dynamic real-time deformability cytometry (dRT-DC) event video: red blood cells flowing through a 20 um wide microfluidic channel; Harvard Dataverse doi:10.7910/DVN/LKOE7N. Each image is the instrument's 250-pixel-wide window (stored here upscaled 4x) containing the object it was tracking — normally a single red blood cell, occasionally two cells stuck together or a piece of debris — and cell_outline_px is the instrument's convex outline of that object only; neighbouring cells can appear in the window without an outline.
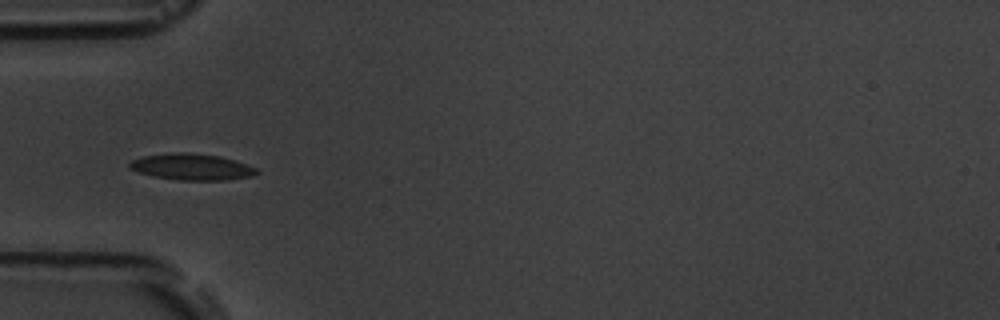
{"species": "common noctule bat (a hibernating species)", "species_latin": "Nyctalus noctula", "temperature_condition": "room temperature", "stored_images_in_passage": 3, "camera_frame_rate_fps": 3000, "um_per_image_px": 0.085, "animal": {"sex": "male", "body_mass_g": 19.5, "forearm_length_mm": 54.6}, "frame": {"image": 1, "passage_image": 1, "time_ms": 0.0, "image_size_px": [1000, 320], "cell_outline_px": [[260, 172], [252, 176], [228, 180], [180, 180], [152, 176], [128, 168], [128, 164], [132, 160], [144, 156], [172, 152], [192, 152], [220, 156], [256, 168]], "centroid_in_image_um": [16.28, 14.18], "position_along_channel_um": 68.7, "area_um2": 19.48}}
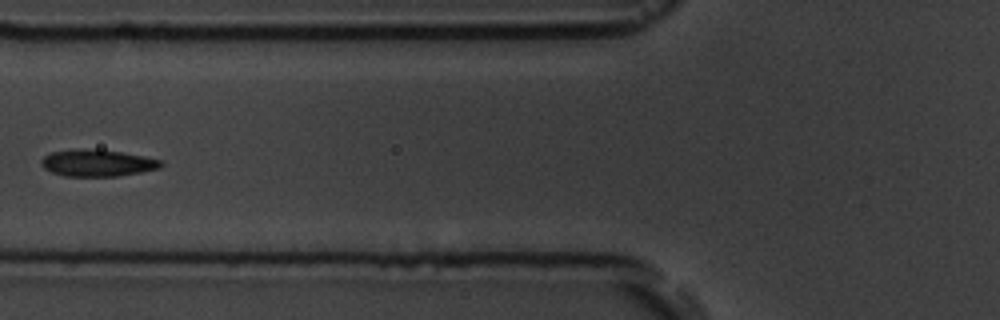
{"frame": {"image": 2, "passage_image": 2, "time_ms": 1.333, "image_size_px": [1000, 320], "cell_outline_px": [[164, 164], [160, 168], [120, 176], [64, 176], [52, 172], [44, 168], [40, 164], [40, 160], [44, 156], [52, 152], [72, 148], [80, 148], [120, 152], [144, 156], [160, 160]], "centroid_in_image_um": [8.24, 13.85], "position_along_channel_um": 117.6, "area_um2": 18.73}}
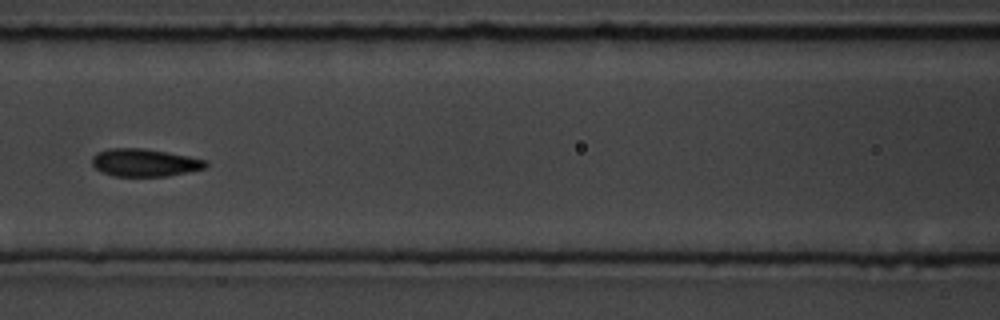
{"frame": {"image": 3, "passage_image": 3, "time_ms": 2.333, "image_size_px": [1000, 320], "cell_outline_px": [[208, 164], [204, 168], [188, 172], [168, 176], [112, 176], [96, 168], [92, 164], [92, 156], [96, 152], [108, 148], [140, 148], [188, 156], [208, 160]], "centroid_in_image_um": [12.28, 13.82], "position_along_channel_um": 154.3, "area_um2": 18.26}}